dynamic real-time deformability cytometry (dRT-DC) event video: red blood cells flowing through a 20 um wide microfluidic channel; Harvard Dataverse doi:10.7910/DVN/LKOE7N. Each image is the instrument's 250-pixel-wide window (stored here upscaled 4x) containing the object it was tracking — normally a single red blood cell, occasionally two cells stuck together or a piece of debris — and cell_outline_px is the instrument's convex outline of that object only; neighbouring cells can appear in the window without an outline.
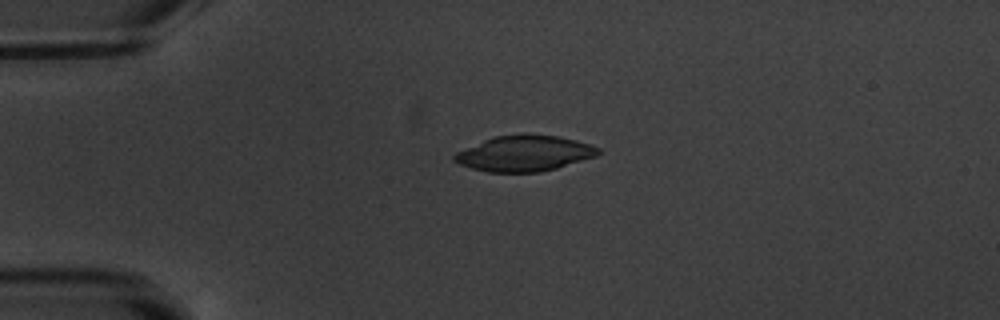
{"species": "common noctule bat (a hibernating species)", "species_latin": "Nyctalus noctula", "temperature_condition": "warm", "stored_images_in_passage": 6, "camera_frame_rate_fps": 3000, "um_per_image_px": 0.085, "animal": {"sex": "male", "body_mass_g": 20.1, "forearm_length_mm": 53.5}, "frame": {"image": 1, "passage_image": 4, "time_ms": 4.333, "image_size_px": [1000, 320], "cell_outline_px": [[600, 152], [596, 156], [556, 168], [540, 172], [488, 172], [472, 168], [460, 164], [452, 160], [452, 156], [456, 152], [484, 140], [496, 136], [520, 132], [524, 132], [556, 136], [576, 140], [600, 148]], "centroid_in_image_um": [44.55, 13.02], "position_along_channel_um": 40.4, "area_um2": 30.06}}